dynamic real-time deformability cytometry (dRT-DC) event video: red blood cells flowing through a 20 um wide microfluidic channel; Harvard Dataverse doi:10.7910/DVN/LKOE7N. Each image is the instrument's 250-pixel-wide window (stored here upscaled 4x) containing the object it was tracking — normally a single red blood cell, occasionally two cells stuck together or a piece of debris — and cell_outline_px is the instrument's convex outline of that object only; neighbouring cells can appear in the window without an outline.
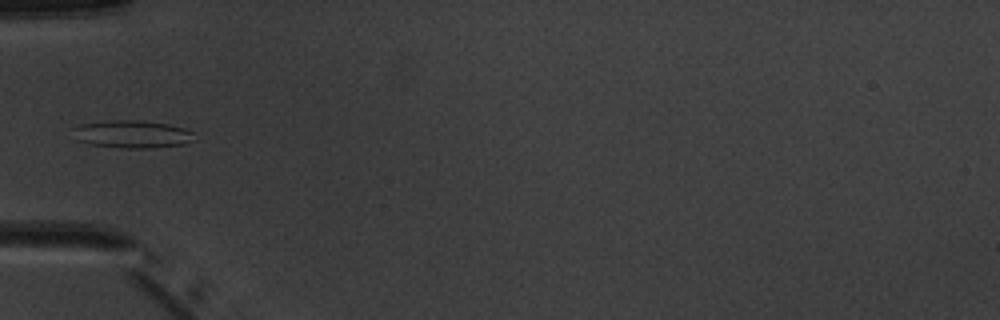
{"species": "common noctule bat (a hibernating species)", "species_latin": "Nyctalus noctula", "temperature_condition": "warm", "stored_images_in_passage": 5, "camera_frame_rate_fps": 3000, "um_per_image_px": 0.085, "animal": {"sex": "male", "body_mass_g": 20.1, "forearm_length_mm": 53.5}, "frame": {"image": 1, "passage_image": 4, "time_ms": 4.333, "image_size_px": [1000, 320], "cell_outline_px": [[196, 140], [184, 144], [152, 148], [124, 148], [88, 144], [76, 140], [72, 128], [80, 124], [112, 120], [140, 120], [168, 124], [184, 128], [192, 132]], "centroid_in_image_um": [11.23, 11.41], "position_along_channel_um": 73.8, "area_um2": 19.71}}
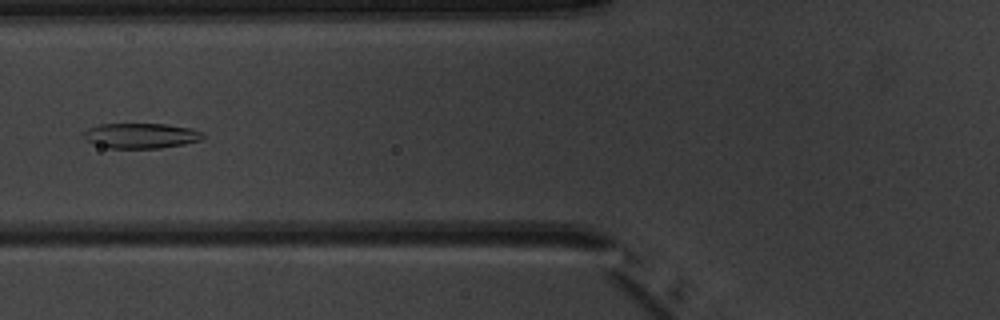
{"frame": {"image": 2, "passage_image": 5, "time_ms": 5.333, "image_size_px": [1000, 320], "cell_outline_px": [[204, 136], [200, 140], [184, 144], [160, 148], [108, 148], [92, 144], [84, 140], [84, 132], [88, 128], [100, 124], [164, 124], [192, 128], [204, 132]], "centroid_in_image_um": [11.97, 11.54], "position_along_channel_um": 113.8, "area_um2": 17.63}}